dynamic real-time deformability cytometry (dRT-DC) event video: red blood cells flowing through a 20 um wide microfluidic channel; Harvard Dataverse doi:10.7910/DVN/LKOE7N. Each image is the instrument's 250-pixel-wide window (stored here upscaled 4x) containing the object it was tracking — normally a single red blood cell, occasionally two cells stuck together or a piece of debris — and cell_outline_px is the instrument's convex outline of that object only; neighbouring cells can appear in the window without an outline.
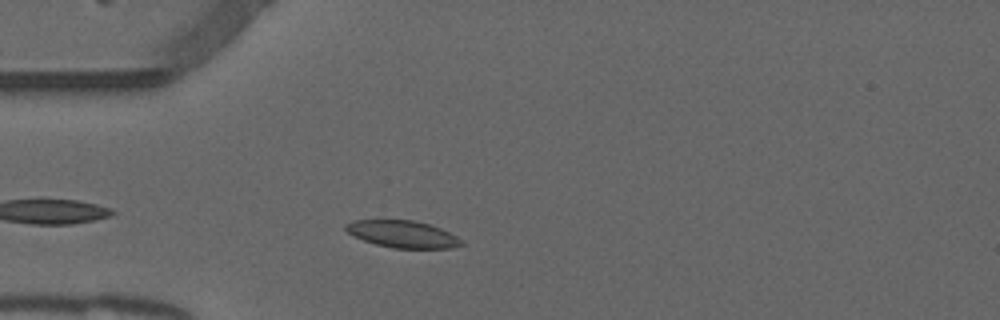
{"species": "common noctule bat (a hibernating species)", "species_latin": "Nyctalus noctula", "temperature_condition": "warm", "stored_images_in_passage": 30, "camera_frame_rate_fps": 3000, "um_per_image_px": 0.085, "animal": {"sex": "male", "forearm_length_mm": 52.5}, "frame": {"image": 1, "passage_image": 1, "time_ms": 0.0, "image_size_px": [1000, 320], "cell_outline_px": [[464, 244], [452, 248], [392, 248], [376, 244], [364, 240], [348, 232], [344, 228], [344, 224], [352, 220], [412, 220], [428, 224], [440, 228], [456, 236]], "centroid_in_image_um": [34.2, 19.9], "position_along_channel_um": 50.8, "area_um2": 18.03}}
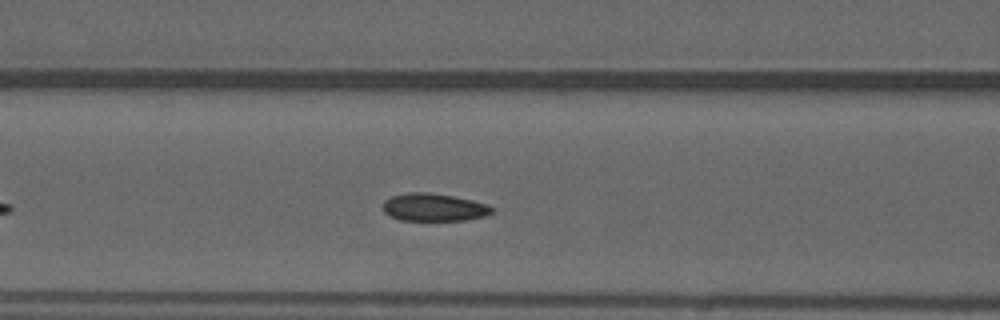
{"frame": {"image": 2, "passage_image": 8, "time_ms": 2.333, "image_size_px": [1000, 320], "cell_outline_px": [[496, 208], [492, 212], [484, 216], [464, 220], [400, 220], [384, 212], [384, 200], [392, 196], [408, 192], [428, 192], [452, 196], [472, 200], [488, 204]], "centroid_in_image_um": [36.9, 17.61], "position_along_channel_um": 129.7, "area_um2": 17.51}}
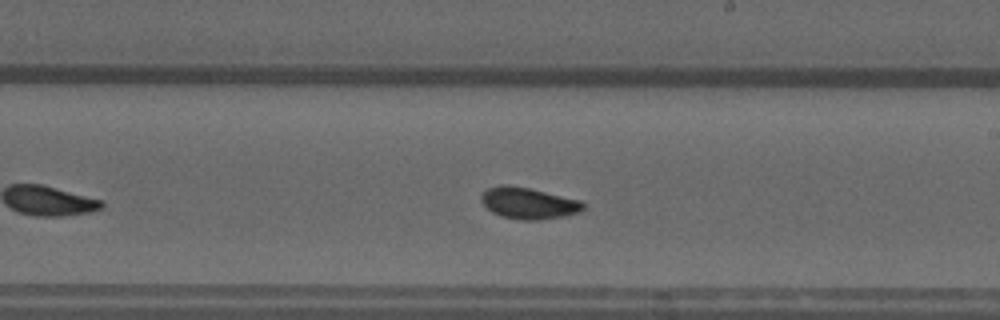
{"frame": {"image": 3, "passage_image": 17, "time_ms": 5.333, "image_size_px": [1000, 320], "cell_outline_px": [[584, 208], [580, 212], [564, 216], [540, 220], [520, 220], [500, 216], [492, 212], [480, 200], [480, 196], [488, 188], [504, 184], [508, 184], [528, 188], [580, 200], [584, 204]], "centroid_in_image_um": [44.91, 17.28], "position_along_channel_um": 244.1, "area_um2": 18.61}, "authors_computed_cell_mechanics": {"area_um2": 17.8602, "velocity_mm_per_s": 3.8193, "shape_relaxation_time_tau1_ms": 6.89, "shape_relaxation_time_tau2_ms": 1.7342, "deformation_change_tau1": 0.1108, "deformation_change_tau2": 0.052}}